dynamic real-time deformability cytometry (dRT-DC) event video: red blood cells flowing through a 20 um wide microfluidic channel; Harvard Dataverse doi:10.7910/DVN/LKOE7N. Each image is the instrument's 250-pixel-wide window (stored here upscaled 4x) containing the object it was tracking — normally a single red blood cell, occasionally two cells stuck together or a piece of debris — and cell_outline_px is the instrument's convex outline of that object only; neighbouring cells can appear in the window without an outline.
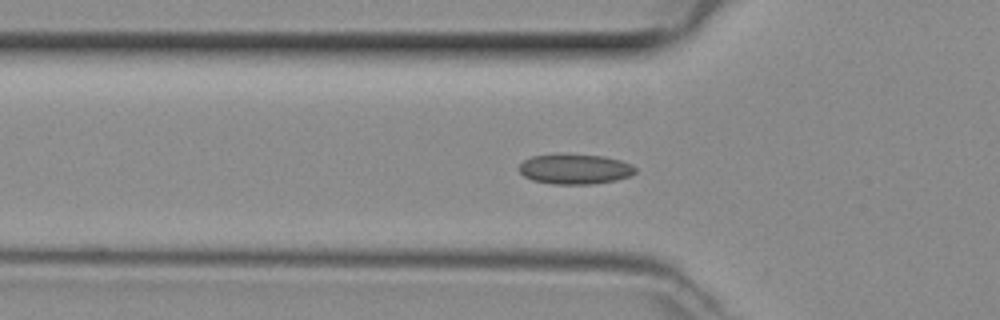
{"species": "common noctule bat (a hibernating species)", "species_latin": "Nyctalus noctula", "temperature_condition": "room temperature", "stored_images_in_passage": 49, "camera_frame_rate_fps": 3000, "um_per_image_px": 0.085, "animal": {"sex": "female", "body_mass_g": 29.2, "forearm_length_mm": 56.3}, "frame": {"image": 1, "passage_image": 15, "time_ms": 4.667, "image_size_px": [1000, 320], "cell_outline_px": [[636, 172], [628, 176], [616, 180], [592, 184], [552, 184], [532, 180], [524, 176], [516, 168], [524, 160], [532, 156], [604, 156], [620, 160], [632, 164], [636, 168]], "centroid_in_image_um": [48.87, 14.4], "position_along_channel_um": 76.9, "area_um2": 19.88}}
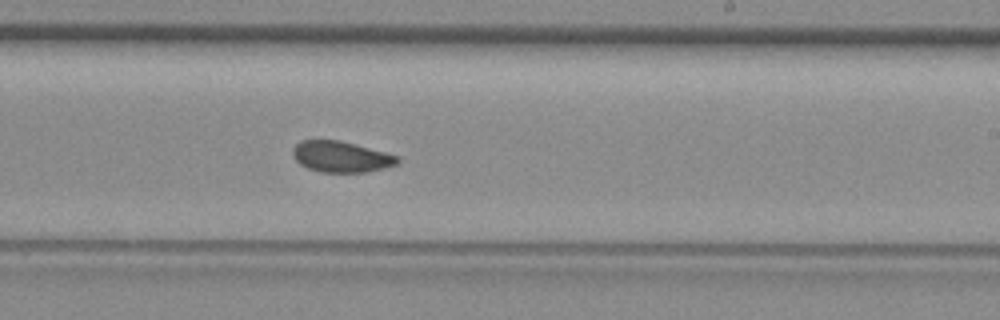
{"frame": {"image": 2, "passage_image": 28, "time_ms": 9.0, "image_size_px": [1000, 320], "cell_outline_px": [[400, 160], [396, 164], [384, 168], [368, 172], [320, 172], [308, 168], [300, 164], [296, 160], [292, 152], [292, 148], [300, 140], [336, 140], [400, 156]], "centroid_in_image_um": [28.97, 13.33], "position_along_channel_um": 260.0, "area_um2": 18.73}}
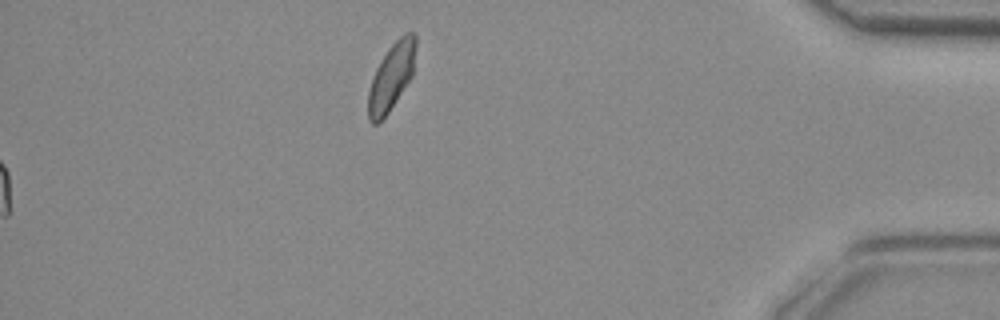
{"frame": {"image": 3, "passage_image": 49, "time_ms": 16.0, "image_size_px": [1000, 320], "cell_outline_px": [[416, 48], [412, 76], [388, 112], [376, 124], [372, 124], [368, 120], [368, 92], [372, 76], [380, 60], [388, 48], [404, 32], [412, 32], [416, 36]], "centroid_in_image_um": [33.26, 6.49], "position_along_channel_um": 401.9, "area_um2": 18.5}}